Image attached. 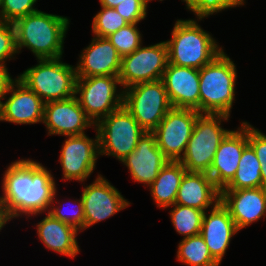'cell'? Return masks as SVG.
<instances>
[{
  "label": "cell",
  "instance_id": "obj_1",
  "mask_svg": "<svg viewBox=\"0 0 266 266\" xmlns=\"http://www.w3.org/2000/svg\"><path fill=\"white\" fill-rule=\"evenodd\" d=\"M0 203L9 221L48 211L57 190L55 177L41 163L31 159L11 162L2 179Z\"/></svg>",
  "mask_w": 266,
  "mask_h": 266
},
{
  "label": "cell",
  "instance_id": "obj_2",
  "mask_svg": "<svg viewBox=\"0 0 266 266\" xmlns=\"http://www.w3.org/2000/svg\"><path fill=\"white\" fill-rule=\"evenodd\" d=\"M69 22L67 17L40 10L19 18L13 23L17 53L26 47L37 59L62 57Z\"/></svg>",
  "mask_w": 266,
  "mask_h": 266
},
{
  "label": "cell",
  "instance_id": "obj_3",
  "mask_svg": "<svg viewBox=\"0 0 266 266\" xmlns=\"http://www.w3.org/2000/svg\"><path fill=\"white\" fill-rule=\"evenodd\" d=\"M171 35V39L165 41L168 62L176 66L201 69L223 51L194 19H178Z\"/></svg>",
  "mask_w": 266,
  "mask_h": 266
},
{
  "label": "cell",
  "instance_id": "obj_4",
  "mask_svg": "<svg viewBox=\"0 0 266 266\" xmlns=\"http://www.w3.org/2000/svg\"><path fill=\"white\" fill-rule=\"evenodd\" d=\"M236 78V65L224 51L199 69L200 114L230 116Z\"/></svg>",
  "mask_w": 266,
  "mask_h": 266
},
{
  "label": "cell",
  "instance_id": "obj_5",
  "mask_svg": "<svg viewBox=\"0 0 266 266\" xmlns=\"http://www.w3.org/2000/svg\"><path fill=\"white\" fill-rule=\"evenodd\" d=\"M59 58L37 59L38 64L18 75V79L35 92L44 103L75 96L76 69Z\"/></svg>",
  "mask_w": 266,
  "mask_h": 266
},
{
  "label": "cell",
  "instance_id": "obj_6",
  "mask_svg": "<svg viewBox=\"0 0 266 266\" xmlns=\"http://www.w3.org/2000/svg\"><path fill=\"white\" fill-rule=\"evenodd\" d=\"M230 116L200 114L193 127L184 155L179 160L188 172H209L215 153L225 136L231 131L221 126Z\"/></svg>",
  "mask_w": 266,
  "mask_h": 266
},
{
  "label": "cell",
  "instance_id": "obj_7",
  "mask_svg": "<svg viewBox=\"0 0 266 266\" xmlns=\"http://www.w3.org/2000/svg\"><path fill=\"white\" fill-rule=\"evenodd\" d=\"M98 133L99 155L114 156L122 161L136 148L146 132L122 105L95 124Z\"/></svg>",
  "mask_w": 266,
  "mask_h": 266
},
{
  "label": "cell",
  "instance_id": "obj_8",
  "mask_svg": "<svg viewBox=\"0 0 266 266\" xmlns=\"http://www.w3.org/2000/svg\"><path fill=\"white\" fill-rule=\"evenodd\" d=\"M123 105L146 132H153L172 108L162 80L124 89Z\"/></svg>",
  "mask_w": 266,
  "mask_h": 266
},
{
  "label": "cell",
  "instance_id": "obj_9",
  "mask_svg": "<svg viewBox=\"0 0 266 266\" xmlns=\"http://www.w3.org/2000/svg\"><path fill=\"white\" fill-rule=\"evenodd\" d=\"M117 85L118 76L77 77L75 95L94 124L123 105V90Z\"/></svg>",
  "mask_w": 266,
  "mask_h": 266
},
{
  "label": "cell",
  "instance_id": "obj_10",
  "mask_svg": "<svg viewBox=\"0 0 266 266\" xmlns=\"http://www.w3.org/2000/svg\"><path fill=\"white\" fill-rule=\"evenodd\" d=\"M167 65L168 48L165 41L145 47L141 45L121 58L120 86L124 90L138 83L161 80Z\"/></svg>",
  "mask_w": 266,
  "mask_h": 266
},
{
  "label": "cell",
  "instance_id": "obj_11",
  "mask_svg": "<svg viewBox=\"0 0 266 266\" xmlns=\"http://www.w3.org/2000/svg\"><path fill=\"white\" fill-rule=\"evenodd\" d=\"M199 115L195 109L172 107L153 131L157 146L168 160L182 158Z\"/></svg>",
  "mask_w": 266,
  "mask_h": 266
},
{
  "label": "cell",
  "instance_id": "obj_12",
  "mask_svg": "<svg viewBox=\"0 0 266 266\" xmlns=\"http://www.w3.org/2000/svg\"><path fill=\"white\" fill-rule=\"evenodd\" d=\"M95 136V139L86 134L66 136L59 157L65 181L84 182L93 173L100 156L97 131Z\"/></svg>",
  "mask_w": 266,
  "mask_h": 266
},
{
  "label": "cell",
  "instance_id": "obj_13",
  "mask_svg": "<svg viewBox=\"0 0 266 266\" xmlns=\"http://www.w3.org/2000/svg\"><path fill=\"white\" fill-rule=\"evenodd\" d=\"M82 191L84 230L130 205V202L101 174Z\"/></svg>",
  "mask_w": 266,
  "mask_h": 266
},
{
  "label": "cell",
  "instance_id": "obj_14",
  "mask_svg": "<svg viewBox=\"0 0 266 266\" xmlns=\"http://www.w3.org/2000/svg\"><path fill=\"white\" fill-rule=\"evenodd\" d=\"M42 123L46 126L48 135H82L88 127L95 128L76 95L65 100L44 103Z\"/></svg>",
  "mask_w": 266,
  "mask_h": 266
},
{
  "label": "cell",
  "instance_id": "obj_15",
  "mask_svg": "<svg viewBox=\"0 0 266 266\" xmlns=\"http://www.w3.org/2000/svg\"><path fill=\"white\" fill-rule=\"evenodd\" d=\"M7 95L9 97L7 98ZM1 102V120L15 124L43 122L44 102L24 83L16 78Z\"/></svg>",
  "mask_w": 266,
  "mask_h": 266
},
{
  "label": "cell",
  "instance_id": "obj_16",
  "mask_svg": "<svg viewBox=\"0 0 266 266\" xmlns=\"http://www.w3.org/2000/svg\"><path fill=\"white\" fill-rule=\"evenodd\" d=\"M248 145V123L242 122L221 141L208 172L215 185L222 190L234 177L244 148Z\"/></svg>",
  "mask_w": 266,
  "mask_h": 266
},
{
  "label": "cell",
  "instance_id": "obj_17",
  "mask_svg": "<svg viewBox=\"0 0 266 266\" xmlns=\"http://www.w3.org/2000/svg\"><path fill=\"white\" fill-rule=\"evenodd\" d=\"M168 161L157 146L154 133L144 132L134 151L121 162L128 168L134 182L149 187Z\"/></svg>",
  "mask_w": 266,
  "mask_h": 266
},
{
  "label": "cell",
  "instance_id": "obj_18",
  "mask_svg": "<svg viewBox=\"0 0 266 266\" xmlns=\"http://www.w3.org/2000/svg\"><path fill=\"white\" fill-rule=\"evenodd\" d=\"M174 108H190L200 113L199 69L168 65L162 79Z\"/></svg>",
  "mask_w": 266,
  "mask_h": 266
},
{
  "label": "cell",
  "instance_id": "obj_19",
  "mask_svg": "<svg viewBox=\"0 0 266 266\" xmlns=\"http://www.w3.org/2000/svg\"><path fill=\"white\" fill-rule=\"evenodd\" d=\"M221 203L229 210L237 229L266 218V188L221 190Z\"/></svg>",
  "mask_w": 266,
  "mask_h": 266
},
{
  "label": "cell",
  "instance_id": "obj_20",
  "mask_svg": "<svg viewBox=\"0 0 266 266\" xmlns=\"http://www.w3.org/2000/svg\"><path fill=\"white\" fill-rule=\"evenodd\" d=\"M79 57L75 67L77 77L119 75L121 57L107 37L94 35Z\"/></svg>",
  "mask_w": 266,
  "mask_h": 266
},
{
  "label": "cell",
  "instance_id": "obj_21",
  "mask_svg": "<svg viewBox=\"0 0 266 266\" xmlns=\"http://www.w3.org/2000/svg\"><path fill=\"white\" fill-rule=\"evenodd\" d=\"M238 232L229 210L221 201L211 208L209 214L204 212L200 235L208 246L210 254L219 264H221L231 239Z\"/></svg>",
  "mask_w": 266,
  "mask_h": 266
},
{
  "label": "cell",
  "instance_id": "obj_22",
  "mask_svg": "<svg viewBox=\"0 0 266 266\" xmlns=\"http://www.w3.org/2000/svg\"><path fill=\"white\" fill-rule=\"evenodd\" d=\"M221 200V190L213 179L203 172L186 171L177 193L175 204L207 211L215 207Z\"/></svg>",
  "mask_w": 266,
  "mask_h": 266
},
{
  "label": "cell",
  "instance_id": "obj_23",
  "mask_svg": "<svg viewBox=\"0 0 266 266\" xmlns=\"http://www.w3.org/2000/svg\"><path fill=\"white\" fill-rule=\"evenodd\" d=\"M40 241L45 248L75 258L80 252L78 231L75 227L53 218L49 213L36 225Z\"/></svg>",
  "mask_w": 266,
  "mask_h": 266
},
{
  "label": "cell",
  "instance_id": "obj_24",
  "mask_svg": "<svg viewBox=\"0 0 266 266\" xmlns=\"http://www.w3.org/2000/svg\"><path fill=\"white\" fill-rule=\"evenodd\" d=\"M187 170L180 161L169 160L149 186L152 199L158 208H169L175 204L181 180Z\"/></svg>",
  "mask_w": 266,
  "mask_h": 266
},
{
  "label": "cell",
  "instance_id": "obj_25",
  "mask_svg": "<svg viewBox=\"0 0 266 266\" xmlns=\"http://www.w3.org/2000/svg\"><path fill=\"white\" fill-rule=\"evenodd\" d=\"M262 187L261 163L248 144L241 155L233 179L222 190H239Z\"/></svg>",
  "mask_w": 266,
  "mask_h": 266
},
{
  "label": "cell",
  "instance_id": "obj_26",
  "mask_svg": "<svg viewBox=\"0 0 266 266\" xmlns=\"http://www.w3.org/2000/svg\"><path fill=\"white\" fill-rule=\"evenodd\" d=\"M177 260L187 266H219L212 257L203 237L199 234L179 242Z\"/></svg>",
  "mask_w": 266,
  "mask_h": 266
},
{
  "label": "cell",
  "instance_id": "obj_27",
  "mask_svg": "<svg viewBox=\"0 0 266 266\" xmlns=\"http://www.w3.org/2000/svg\"><path fill=\"white\" fill-rule=\"evenodd\" d=\"M172 207L169 213L175 231L184 235V239L199 235L204 211L178 204H174Z\"/></svg>",
  "mask_w": 266,
  "mask_h": 266
},
{
  "label": "cell",
  "instance_id": "obj_28",
  "mask_svg": "<svg viewBox=\"0 0 266 266\" xmlns=\"http://www.w3.org/2000/svg\"><path fill=\"white\" fill-rule=\"evenodd\" d=\"M138 29L137 23L128 24L107 36L121 58L130 55L142 45V35Z\"/></svg>",
  "mask_w": 266,
  "mask_h": 266
},
{
  "label": "cell",
  "instance_id": "obj_29",
  "mask_svg": "<svg viewBox=\"0 0 266 266\" xmlns=\"http://www.w3.org/2000/svg\"><path fill=\"white\" fill-rule=\"evenodd\" d=\"M92 21V32L98 37H107L110 34L130 24L126 21L115 8L101 6Z\"/></svg>",
  "mask_w": 266,
  "mask_h": 266
},
{
  "label": "cell",
  "instance_id": "obj_30",
  "mask_svg": "<svg viewBox=\"0 0 266 266\" xmlns=\"http://www.w3.org/2000/svg\"><path fill=\"white\" fill-rule=\"evenodd\" d=\"M187 9L197 16V21L225 9L243 6L245 0H183Z\"/></svg>",
  "mask_w": 266,
  "mask_h": 266
},
{
  "label": "cell",
  "instance_id": "obj_31",
  "mask_svg": "<svg viewBox=\"0 0 266 266\" xmlns=\"http://www.w3.org/2000/svg\"><path fill=\"white\" fill-rule=\"evenodd\" d=\"M38 0H0V21L14 23L19 18L39 11Z\"/></svg>",
  "mask_w": 266,
  "mask_h": 266
},
{
  "label": "cell",
  "instance_id": "obj_32",
  "mask_svg": "<svg viewBox=\"0 0 266 266\" xmlns=\"http://www.w3.org/2000/svg\"><path fill=\"white\" fill-rule=\"evenodd\" d=\"M57 191H55L54 195H53V201L51 202V205L49 208V211L47 213H49L53 218L58 219L64 223H67L73 227H75L78 231H84V208H83V202H82V198L80 197L79 200L76 199L75 204L76 207H73L74 209L71 210V214L70 213H65L64 211H62L63 209H61V207L63 206V204L58 206H53V204L55 203V198H56V194ZM77 202V203H76ZM75 206V205H74Z\"/></svg>",
  "mask_w": 266,
  "mask_h": 266
},
{
  "label": "cell",
  "instance_id": "obj_33",
  "mask_svg": "<svg viewBox=\"0 0 266 266\" xmlns=\"http://www.w3.org/2000/svg\"><path fill=\"white\" fill-rule=\"evenodd\" d=\"M17 54L15 28L13 23L0 21V65L12 60Z\"/></svg>",
  "mask_w": 266,
  "mask_h": 266
},
{
  "label": "cell",
  "instance_id": "obj_34",
  "mask_svg": "<svg viewBox=\"0 0 266 266\" xmlns=\"http://www.w3.org/2000/svg\"><path fill=\"white\" fill-rule=\"evenodd\" d=\"M147 8L146 1H125L115 7L116 11L130 24L144 20L147 17Z\"/></svg>",
  "mask_w": 266,
  "mask_h": 266
},
{
  "label": "cell",
  "instance_id": "obj_35",
  "mask_svg": "<svg viewBox=\"0 0 266 266\" xmlns=\"http://www.w3.org/2000/svg\"><path fill=\"white\" fill-rule=\"evenodd\" d=\"M248 144L253 148L259 162L266 163V135L248 122Z\"/></svg>",
  "mask_w": 266,
  "mask_h": 266
},
{
  "label": "cell",
  "instance_id": "obj_36",
  "mask_svg": "<svg viewBox=\"0 0 266 266\" xmlns=\"http://www.w3.org/2000/svg\"><path fill=\"white\" fill-rule=\"evenodd\" d=\"M9 72L7 66L0 65V100L6 95L11 83L14 81Z\"/></svg>",
  "mask_w": 266,
  "mask_h": 266
},
{
  "label": "cell",
  "instance_id": "obj_37",
  "mask_svg": "<svg viewBox=\"0 0 266 266\" xmlns=\"http://www.w3.org/2000/svg\"><path fill=\"white\" fill-rule=\"evenodd\" d=\"M125 1H145V0H99L101 6L115 8L119 3Z\"/></svg>",
  "mask_w": 266,
  "mask_h": 266
},
{
  "label": "cell",
  "instance_id": "obj_38",
  "mask_svg": "<svg viewBox=\"0 0 266 266\" xmlns=\"http://www.w3.org/2000/svg\"><path fill=\"white\" fill-rule=\"evenodd\" d=\"M7 222H9V219L5 213L3 205L0 203V231L7 224Z\"/></svg>",
  "mask_w": 266,
  "mask_h": 266
},
{
  "label": "cell",
  "instance_id": "obj_39",
  "mask_svg": "<svg viewBox=\"0 0 266 266\" xmlns=\"http://www.w3.org/2000/svg\"><path fill=\"white\" fill-rule=\"evenodd\" d=\"M261 180H262V187L266 188V163L261 164Z\"/></svg>",
  "mask_w": 266,
  "mask_h": 266
},
{
  "label": "cell",
  "instance_id": "obj_40",
  "mask_svg": "<svg viewBox=\"0 0 266 266\" xmlns=\"http://www.w3.org/2000/svg\"><path fill=\"white\" fill-rule=\"evenodd\" d=\"M1 100H0V120H1Z\"/></svg>",
  "mask_w": 266,
  "mask_h": 266
},
{
  "label": "cell",
  "instance_id": "obj_41",
  "mask_svg": "<svg viewBox=\"0 0 266 266\" xmlns=\"http://www.w3.org/2000/svg\"><path fill=\"white\" fill-rule=\"evenodd\" d=\"M147 3H149V1H152V0H145ZM159 1H163V0H159Z\"/></svg>",
  "mask_w": 266,
  "mask_h": 266
}]
</instances>
